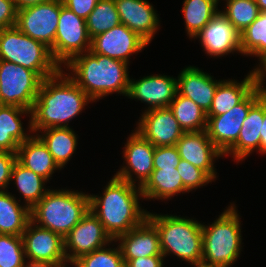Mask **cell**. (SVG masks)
Listing matches in <instances>:
<instances>
[{
	"label": "cell",
	"mask_w": 266,
	"mask_h": 267,
	"mask_svg": "<svg viewBox=\"0 0 266 267\" xmlns=\"http://www.w3.org/2000/svg\"><path fill=\"white\" fill-rule=\"evenodd\" d=\"M89 210V194L72 189H50L30 210L36 225L60 234L63 238Z\"/></svg>",
	"instance_id": "277c9868"
},
{
	"label": "cell",
	"mask_w": 266,
	"mask_h": 267,
	"mask_svg": "<svg viewBox=\"0 0 266 267\" xmlns=\"http://www.w3.org/2000/svg\"><path fill=\"white\" fill-rule=\"evenodd\" d=\"M64 6L73 11L77 16L87 19L94 10L99 0H62Z\"/></svg>",
	"instance_id": "b9f144b4"
},
{
	"label": "cell",
	"mask_w": 266,
	"mask_h": 267,
	"mask_svg": "<svg viewBox=\"0 0 266 267\" xmlns=\"http://www.w3.org/2000/svg\"><path fill=\"white\" fill-rule=\"evenodd\" d=\"M164 256L139 257L129 260L125 267H164Z\"/></svg>",
	"instance_id": "ee69618b"
},
{
	"label": "cell",
	"mask_w": 266,
	"mask_h": 267,
	"mask_svg": "<svg viewBox=\"0 0 266 267\" xmlns=\"http://www.w3.org/2000/svg\"><path fill=\"white\" fill-rule=\"evenodd\" d=\"M17 21L14 0H0V29L13 27Z\"/></svg>",
	"instance_id": "60d3db41"
},
{
	"label": "cell",
	"mask_w": 266,
	"mask_h": 267,
	"mask_svg": "<svg viewBox=\"0 0 266 267\" xmlns=\"http://www.w3.org/2000/svg\"><path fill=\"white\" fill-rule=\"evenodd\" d=\"M199 39L203 51L210 57L221 58L230 53H241L240 32L220 12L193 37Z\"/></svg>",
	"instance_id": "5bb4252c"
},
{
	"label": "cell",
	"mask_w": 266,
	"mask_h": 267,
	"mask_svg": "<svg viewBox=\"0 0 266 267\" xmlns=\"http://www.w3.org/2000/svg\"><path fill=\"white\" fill-rule=\"evenodd\" d=\"M16 161V153L0 151V191H7L8 185L11 183L12 168Z\"/></svg>",
	"instance_id": "ab89813d"
},
{
	"label": "cell",
	"mask_w": 266,
	"mask_h": 267,
	"mask_svg": "<svg viewBox=\"0 0 266 267\" xmlns=\"http://www.w3.org/2000/svg\"><path fill=\"white\" fill-rule=\"evenodd\" d=\"M115 242H119L125 264L139 257L163 256L159 233L147 218L139 226L120 235Z\"/></svg>",
	"instance_id": "7402d4cb"
},
{
	"label": "cell",
	"mask_w": 266,
	"mask_h": 267,
	"mask_svg": "<svg viewBox=\"0 0 266 267\" xmlns=\"http://www.w3.org/2000/svg\"><path fill=\"white\" fill-rule=\"evenodd\" d=\"M0 60L28 68L42 79L52 77L62 69L49 47L23 34L16 26L0 29Z\"/></svg>",
	"instance_id": "52a82bcc"
},
{
	"label": "cell",
	"mask_w": 266,
	"mask_h": 267,
	"mask_svg": "<svg viewBox=\"0 0 266 267\" xmlns=\"http://www.w3.org/2000/svg\"><path fill=\"white\" fill-rule=\"evenodd\" d=\"M148 45L137 33L120 23L118 26L93 37L90 51L129 64L130 57L142 52Z\"/></svg>",
	"instance_id": "9a60e30c"
},
{
	"label": "cell",
	"mask_w": 266,
	"mask_h": 267,
	"mask_svg": "<svg viewBox=\"0 0 266 267\" xmlns=\"http://www.w3.org/2000/svg\"><path fill=\"white\" fill-rule=\"evenodd\" d=\"M136 130L153 146H174L185 133L170 108L142 111Z\"/></svg>",
	"instance_id": "2e32d148"
},
{
	"label": "cell",
	"mask_w": 266,
	"mask_h": 267,
	"mask_svg": "<svg viewBox=\"0 0 266 267\" xmlns=\"http://www.w3.org/2000/svg\"><path fill=\"white\" fill-rule=\"evenodd\" d=\"M260 154L266 155V112L264 113L263 125L260 132Z\"/></svg>",
	"instance_id": "f6af8a7d"
},
{
	"label": "cell",
	"mask_w": 266,
	"mask_h": 267,
	"mask_svg": "<svg viewBox=\"0 0 266 267\" xmlns=\"http://www.w3.org/2000/svg\"><path fill=\"white\" fill-rule=\"evenodd\" d=\"M91 38L87 32L86 20L64 6L61 10L54 45L50 49L53 59L62 68L74 56L90 51Z\"/></svg>",
	"instance_id": "9c48e42d"
},
{
	"label": "cell",
	"mask_w": 266,
	"mask_h": 267,
	"mask_svg": "<svg viewBox=\"0 0 266 267\" xmlns=\"http://www.w3.org/2000/svg\"><path fill=\"white\" fill-rule=\"evenodd\" d=\"M56 264L42 261H27L23 267H55Z\"/></svg>",
	"instance_id": "c3c4849f"
},
{
	"label": "cell",
	"mask_w": 266,
	"mask_h": 267,
	"mask_svg": "<svg viewBox=\"0 0 266 267\" xmlns=\"http://www.w3.org/2000/svg\"><path fill=\"white\" fill-rule=\"evenodd\" d=\"M177 78L162 74L144 76L139 80L129 79L127 97L147 104V109L168 108L175 98Z\"/></svg>",
	"instance_id": "e0dca14e"
},
{
	"label": "cell",
	"mask_w": 266,
	"mask_h": 267,
	"mask_svg": "<svg viewBox=\"0 0 266 267\" xmlns=\"http://www.w3.org/2000/svg\"><path fill=\"white\" fill-rule=\"evenodd\" d=\"M69 263L73 267H84L79 259H72V258H67V257L63 258L62 260H59L56 263L55 267H66V266H69Z\"/></svg>",
	"instance_id": "bcb514c9"
},
{
	"label": "cell",
	"mask_w": 266,
	"mask_h": 267,
	"mask_svg": "<svg viewBox=\"0 0 266 267\" xmlns=\"http://www.w3.org/2000/svg\"><path fill=\"white\" fill-rule=\"evenodd\" d=\"M232 203L212 224L202 223V261L232 267L240 256L243 240L241 220L236 204Z\"/></svg>",
	"instance_id": "8992f818"
},
{
	"label": "cell",
	"mask_w": 266,
	"mask_h": 267,
	"mask_svg": "<svg viewBox=\"0 0 266 267\" xmlns=\"http://www.w3.org/2000/svg\"><path fill=\"white\" fill-rule=\"evenodd\" d=\"M49 0H14L17 10Z\"/></svg>",
	"instance_id": "7dc6e473"
},
{
	"label": "cell",
	"mask_w": 266,
	"mask_h": 267,
	"mask_svg": "<svg viewBox=\"0 0 266 267\" xmlns=\"http://www.w3.org/2000/svg\"><path fill=\"white\" fill-rule=\"evenodd\" d=\"M94 101L62 68L52 77L43 79L31 110L33 132L48 128L70 127L69 122Z\"/></svg>",
	"instance_id": "6da1fadb"
},
{
	"label": "cell",
	"mask_w": 266,
	"mask_h": 267,
	"mask_svg": "<svg viewBox=\"0 0 266 267\" xmlns=\"http://www.w3.org/2000/svg\"><path fill=\"white\" fill-rule=\"evenodd\" d=\"M225 2V8L220 10V12L240 33L260 14L255 0H225Z\"/></svg>",
	"instance_id": "e575fe53"
},
{
	"label": "cell",
	"mask_w": 266,
	"mask_h": 267,
	"mask_svg": "<svg viewBox=\"0 0 266 267\" xmlns=\"http://www.w3.org/2000/svg\"><path fill=\"white\" fill-rule=\"evenodd\" d=\"M121 24L137 33L148 44L160 29L159 16L147 0H114Z\"/></svg>",
	"instance_id": "ffe728a7"
},
{
	"label": "cell",
	"mask_w": 266,
	"mask_h": 267,
	"mask_svg": "<svg viewBox=\"0 0 266 267\" xmlns=\"http://www.w3.org/2000/svg\"><path fill=\"white\" fill-rule=\"evenodd\" d=\"M102 223L89 209L64 237V252L67 258L79 259L83 255L101 249L112 242Z\"/></svg>",
	"instance_id": "4fadbf2b"
},
{
	"label": "cell",
	"mask_w": 266,
	"mask_h": 267,
	"mask_svg": "<svg viewBox=\"0 0 266 267\" xmlns=\"http://www.w3.org/2000/svg\"><path fill=\"white\" fill-rule=\"evenodd\" d=\"M191 266L193 265V267H225V266H222V265H215V264H210V263H207L205 261H198V262H195V263H191L190 264Z\"/></svg>",
	"instance_id": "681fc988"
},
{
	"label": "cell",
	"mask_w": 266,
	"mask_h": 267,
	"mask_svg": "<svg viewBox=\"0 0 266 267\" xmlns=\"http://www.w3.org/2000/svg\"><path fill=\"white\" fill-rule=\"evenodd\" d=\"M61 10V0H49L17 10L16 27L27 36L54 45Z\"/></svg>",
	"instance_id": "30bf717a"
},
{
	"label": "cell",
	"mask_w": 266,
	"mask_h": 267,
	"mask_svg": "<svg viewBox=\"0 0 266 267\" xmlns=\"http://www.w3.org/2000/svg\"><path fill=\"white\" fill-rule=\"evenodd\" d=\"M120 23L114 0H99L86 19L87 32L91 39Z\"/></svg>",
	"instance_id": "836d02e7"
},
{
	"label": "cell",
	"mask_w": 266,
	"mask_h": 267,
	"mask_svg": "<svg viewBox=\"0 0 266 267\" xmlns=\"http://www.w3.org/2000/svg\"><path fill=\"white\" fill-rule=\"evenodd\" d=\"M23 115L29 118V134L21 121ZM30 133H33L30 110L15 105H0V151L16 153L19 145L32 136Z\"/></svg>",
	"instance_id": "cb8c5ba5"
},
{
	"label": "cell",
	"mask_w": 266,
	"mask_h": 267,
	"mask_svg": "<svg viewBox=\"0 0 266 267\" xmlns=\"http://www.w3.org/2000/svg\"><path fill=\"white\" fill-rule=\"evenodd\" d=\"M216 0H184L182 13L187 36L193 38L219 11Z\"/></svg>",
	"instance_id": "1f68e13d"
},
{
	"label": "cell",
	"mask_w": 266,
	"mask_h": 267,
	"mask_svg": "<svg viewBox=\"0 0 266 267\" xmlns=\"http://www.w3.org/2000/svg\"><path fill=\"white\" fill-rule=\"evenodd\" d=\"M255 2L259 7L260 12L266 11V0H255Z\"/></svg>",
	"instance_id": "f907efd6"
},
{
	"label": "cell",
	"mask_w": 266,
	"mask_h": 267,
	"mask_svg": "<svg viewBox=\"0 0 266 267\" xmlns=\"http://www.w3.org/2000/svg\"><path fill=\"white\" fill-rule=\"evenodd\" d=\"M11 182L15 184L21 198H24V204L31 210L50 190L45 187L48 182L43 177L25 168L18 161L13 165L11 172Z\"/></svg>",
	"instance_id": "f546056e"
},
{
	"label": "cell",
	"mask_w": 266,
	"mask_h": 267,
	"mask_svg": "<svg viewBox=\"0 0 266 267\" xmlns=\"http://www.w3.org/2000/svg\"><path fill=\"white\" fill-rule=\"evenodd\" d=\"M126 141L122 151L123 166L114 176L141 188L154 170L155 146L144 139L135 129L132 130Z\"/></svg>",
	"instance_id": "8fae6325"
},
{
	"label": "cell",
	"mask_w": 266,
	"mask_h": 267,
	"mask_svg": "<svg viewBox=\"0 0 266 267\" xmlns=\"http://www.w3.org/2000/svg\"><path fill=\"white\" fill-rule=\"evenodd\" d=\"M26 261H42L56 264L65 258L64 238L31 220L22 234Z\"/></svg>",
	"instance_id": "ac0fdd59"
},
{
	"label": "cell",
	"mask_w": 266,
	"mask_h": 267,
	"mask_svg": "<svg viewBox=\"0 0 266 267\" xmlns=\"http://www.w3.org/2000/svg\"><path fill=\"white\" fill-rule=\"evenodd\" d=\"M221 81L214 79L212 75L200 68L190 65L185 67L177 77L178 93L191 99L207 113Z\"/></svg>",
	"instance_id": "44dd1931"
},
{
	"label": "cell",
	"mask_w": 266,
	"mask_h": 267,
	"mask_svg": "<svg viewBox=\"0 0 266 267\" xmlns=\"http://www.w3.org/2000/svg\"><path fill=\"white\" fill-rule=\"evenodd\" d=\"M21 200L8 190L0 191V234L22 236L31 217L30 209Z\"/></svg>",
	"instance_id": "f1b7e54d"
},
{
	"label": "cell",
	"mask_w": 266,
	"mask_h": 267,
	"mask_svg": "<svg viewBox=\"0 0 266 267\" xmlns=\"http://www.w3.org/2000/svg\"><path fill=\"white\" fill-rule=\"evenodd\" d=\"M17 161L49 182L54 171L61 170L44 143L33 135L19 145Z\"/></svg>",
	"instance_id": "d4e9b609"
},
{
	"label": "cell",
	"mask_w": 266,
	"mask_h": 267,
	"mask_svg": "<svg viewBox=\"0 0 266 267\" xmlns=\"http://www.w3.org/2000/svg\"><path fill=\"white\" fill-rule=\"evenodd\" d=\"M260 99L254 89L229 112L207 116L206 132L209 139L224 154L237 140L250 108Z\"/></svg>",
	"instance_id": "7c38bea8"
},
{
	"label": "cell",
	"mask_w": 266,
	"mask_h": 267,
	"mask_svg": "<svg viewBox=\"0 0 266 267\" xmlns=\"http://www.w3.org/2000/svg\"><path fill=\"white\" fill-rule=\"evenodd\" d=\"M189 193L183 186L177 169H154L146 183L141 187L143 200H170L179 194Z\"/></svg>",
	"instance_id": "83f0119b"
},
{
	"label": "cell",
	"mask_w": 266,
	"mask_h": 267,
	"mask_svg": "<svg viewBox=\"0 0 266 267\" xmlns=\"http://www.w3.org/2000/svg\"><path fill=\"white\" fill-rule=\"evenodd\" d=\"M111 244L112 247H114V244L117 245L114 240V242L112 241L110 244L101 249L83 255L79 258L80 262L84 267H125V262L119 244L114 248L109 246Z\"/></svg>",
	"instance_id": "8d00e7d4"
},
{
	"label": "cell",
	"mask_w": 266,
	"mask_h": 267,
	"mask_svg": "<svg viewBox=\"0 0 266 267\" xmlns=\"http://www.w3.org/2000/svg\"><path fill=\"white\" fill-rule=\"evenodd\" d=\"M43 79L34 71L0 60V105L32 110Z\"/></svg>",
	"instance_id": "ba28073f"
},
{
	"label": "cell",
	"mask_w": 266,
	"mask_h": 267,
	"mask_svg": "<svg viewBox=\"0 0 266 267\" xmlns=\"http://www.w3.org/2000/svg\"><path fill=\"white\" fill-rule=\"evenodd\" d=\"M175 146L181 159L203 170L213 181L217 180L214 162L224 155L209 139L206 130L185 132Z\"/></svg>",
	"instance_id": "d6986e66"
},
{
	"label": "cell",
	"mask_w": 266,
	"mask_h": 267,
	"mask_svg": "<svg viewBox=\"0 0 266 267\" xmlns=\"http://www.w3.org/2000/svg\"><path fill=\"white\" fill-rule=\"evenodd\" d=\"M103 190L100 195L89 193V209L114 241L139 226L148 211L140 207L139 200H143V196L136 185L112 176Z\"/></svg>",
	"instance_id": "7a4b0ae2"
},
{
	"label": "cell",
	"mask_w": 266,
	"mask_h": 267,
	"mask_svg": "<svg viewBox=\"0 0 266 267\" xmlns=\"http://www.w3.org/2000/svg\"><path fill=\"white\" fill-rule=\"evenodd\" d=\"M259 60L258 65L255 66L253 70H251L254 78V88L257 91L259 97L262 100L266 101V56L262 57ZM265 85V86H264Z\"/></svg>",
	"instance_id": "7bdbcfd3"
},
{
	"label": "cell",
	"mask_w": 266,
	"mask_h": 267,
	"mask_svg": "<svg viewBox=\"0 0 266 267\" xmlns=\"http://www.w3.org/2000/svg\"><path fill=\"white\" fill-rule=\"evenodd\" d=\"M254 89V78L251 71L241 82H237L235 79H223L216 88L211 108L206 116H218L229 112Z\"/></svg>",
	"instance_id": "484cf974"
},
{
	"label": "cell",
	"mask_w": 266,
	"mask_h": 267,
	"mask_svg": "<svg viewBox=\"0 0 266 267\" xmlns=\"http://www.w3.org/2000/svg\"><path fill=\"white\" fill-rule=\"evenodd\" d=\"M25 262L22 237L0 234V267H23Z\"/></svg>",
	"instance_id": "d590c367"
},
{
	"label": "cell",
	"mask_w": 266,
	"mask_h": 267,
	"mask_svg": "<svg viewBox=\"0 0 266 267\" xmlns=\"http://www.w3.org/2000/svg\"><path fill=\"white\" fill-rule=\"evenodd\" d=\"M169 108L184 132H199L206 130V113L191 99L186 98L177 92L175 98L169 105Z\"/></svg>",
	"instance_id": "4dcf8cb0"
},
{
	"label": "cell",
	"mask_w": 266,
	"mask_h": 267,
	"mask_svg": "<svg viewBox=\"0 0 266 267\" xmlns=\"http://www.w3.org/2000/svg\"><path fill=\"white\" fill-rule=\"evenodd\" d=\"M128 65L123 61L88 51L74 56L62 68L66 69L67 75L96 102L113 93L127 96L130 79Z\"/></svg>",
	"instance_id": "3957f363"
},
{
	"label": "cell",
	"mask_w": 266,
	"mask_h": 267,
	"mask_svg": "<svg viewBox=\"0 0 266 267\" xmlns=\"http://www.w3.org/2000/svg\"><path fill=\"white\" fill-rule=\"evenodd\" d=\"M180 159V155L175 145L155 147L153 156V166L154 169H176Z\"/></svg>",
	"instance_id": "f35d334b"
},
{
	"label": "cell",
	"mask_w": 266,
	"mask_h": 267,
	"mask_svg": "<svg viewBox=\"0 0 266 267\" xmlns=\"http://www.w3.org/2000/svg\"><path fill=\"white\" fill-rule=\"evenodd\" d=\"M33 134L44 143L59 168H65L78 146V136L74 129L71 127L48 128L33 132Z\"/></svg>",
	"instance_id": "4316f807"
},
{
	"label": "cell",
	"mask_w": 266,
	"mask_h": 267,
	"mask_svg": "<svg viewBox=\"0 0 266 267\" xmlns=\"http://www.w3.org/2000/svg\"><path fill=\"white\" fill-rule=\"evenodd\" d=\"M266 112V101L261 98L250 108L238 140L223 154L233 157L237 163L245 160L256 149L260 154V132L263 125L264 113Z\"/></svg>",
	"instance_id": "603a6c76"
},
{
	"label": "cell",
	"mask_w": 266,
	"mask_h": 267,
	"mask_svg": "<svg viewBox=\"0 0 266 267\" xmlns=\"http://www.w3.org/2000/svg\"><path fill=\"white\" fill-rule=\"evenodd\" d=\"M176 169L180 174L183 186L188 192L208 185L213 181L203 170L183 159H180Z\"/></svg>",
	"instance_id": "74e56055"
},
{
	"label": "cell",
	"mask_w": 266,
	"mask_h": 267,
	"mask_svg": "<svg viewBox=\"0 0 266 267\" xmlns=\"http://www.w3.org/2000/svg\"><path fill=\"white\" fill-rule=\"evenodd\" d=\"M241 54L250 57L266 56V11L259 16L240 33Z\"/></svg>",
	"instance_id": "d6a6232c"
},
{
	"label": "cell",
	"mask_w": 266,
	"mask_h": 267,
	"mask_svg": "<svg viewBox=\"0 0 266 267\" xmlns=\"http://www.w3.org/2000/svg\"><path fill=\"white\" fill-rule=\"evenodd\" d=\"M147 219L159 233L164 258L173 254L189 264L202 260V223L195 218L149 211Z\"/></svg>",
	"instance_id": "5b68a950"
}]
</instances>
